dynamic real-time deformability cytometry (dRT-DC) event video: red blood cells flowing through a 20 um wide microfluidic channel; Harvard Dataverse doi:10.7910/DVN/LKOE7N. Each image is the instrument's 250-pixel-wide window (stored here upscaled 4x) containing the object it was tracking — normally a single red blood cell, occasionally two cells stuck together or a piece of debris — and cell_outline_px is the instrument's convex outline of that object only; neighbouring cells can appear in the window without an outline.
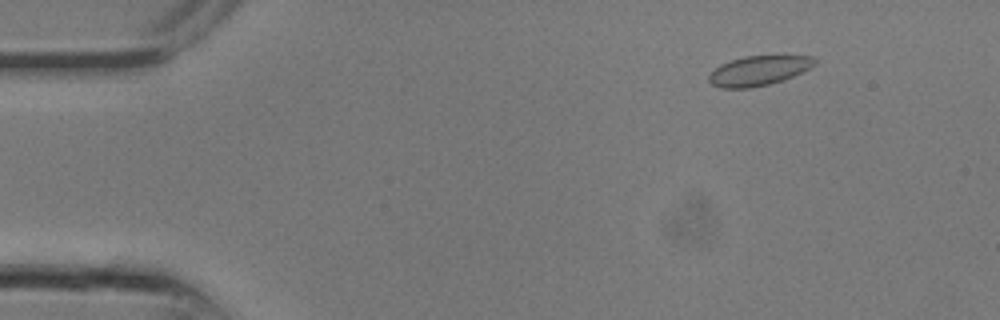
{"species": "common noctule bat (a hibernating species)", "species_latin": "Nyctalus noctula", "temperature_condition": "room temperature", "stored_images_in_passage": 12, "camera_frame_rate_fps": 3000, "um_per_image_px": 0.085, "animal": {"sex": "male", "body_mass_g": 13.3}, "frame": {"image": 1, "passage_image": 4, "time_ms": 1.0, "image_size_px": [1000, 320], "cell_outline_px": [[816, 64], [784, 80], [752, 88], [720, 88], [712, 84], [708, 80], [708, 76], [720, 64], [744, 56], [812, 56], [816, 60]], "centroid_in_image_um": [64.46, 6.01], "position_along_channel_um": 20.5, "area_um2": 18.09}}
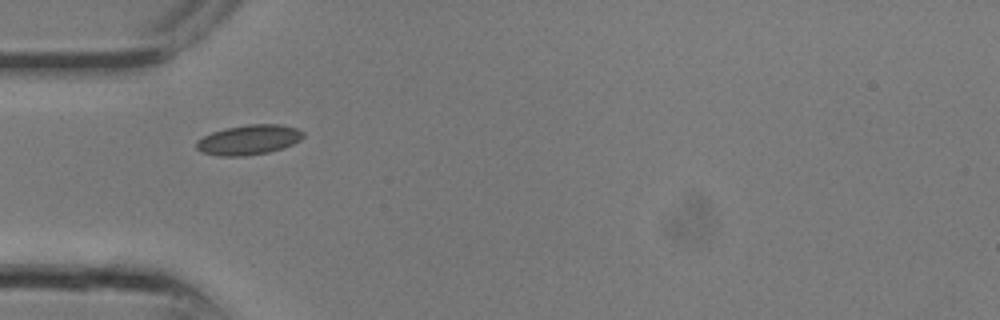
{"frame": {"image": 2, "passage_image": 9, "time_ms": 2.667, "image_size_px": [1000, 320], "cell_outline_px": [[304, 136], [300, 140], [284, 148], [268, 152], [244, 156], [220, 156], [200, 152], [196, 148], [196, 140], [212, 132], [224, 128], [248, 124], [280, 124], [296, 128], [304, 132]], "centroid_in_image_um": [21.13, 11.88], "position_along_channel_um": 63.9, "area_um2": 18.73}}
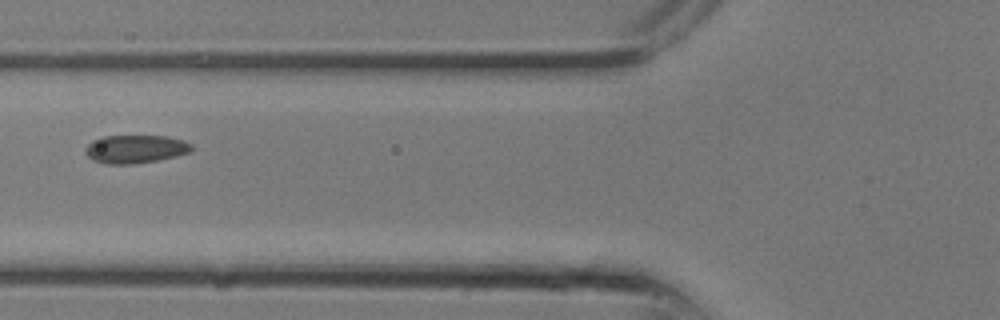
{"frame": {"image": 3, "passage_image": 11, "time_ms": 3.333, "image_size_px": [1000, 320], "cell_outline_px": [[196, 148], [192, 152], [176, 156], [136, 164], [104, 164], [92, 160], [84, 152], [84, 148], [92, 140], [100, 136], [168, 136], [184, 140], [192, 144]], "centroid_in_image_um": [11.52, 12.67], "position_along_channel_um": 114.3, "area_um2": 17.86}}